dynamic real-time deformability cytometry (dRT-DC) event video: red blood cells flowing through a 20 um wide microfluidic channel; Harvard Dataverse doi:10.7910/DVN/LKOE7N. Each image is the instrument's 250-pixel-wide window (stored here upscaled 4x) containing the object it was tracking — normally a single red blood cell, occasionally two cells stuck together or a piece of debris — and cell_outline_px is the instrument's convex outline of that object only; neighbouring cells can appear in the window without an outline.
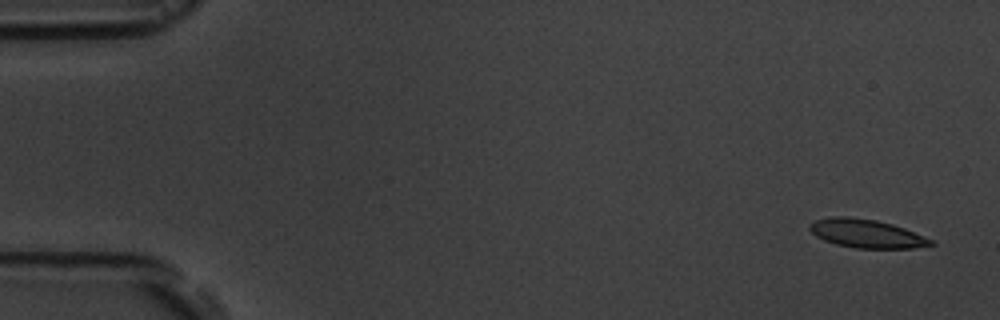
{"species": "common noctule bat (a hibernating species)", "species_latin": "Nyctalus noctula", "temperature_condition": "room temperature", "stored_images_in_passage": 5, "camera_frame_rate_fps": 3000, "um_per_image_px": 0.085, "animal": {"sex": "male", "body_mass_g": 19.5, "forearm_length_mm": 54.6}, "frame": {"image": 1, "passage_image": 1, "time_ms": 0.0, "image_size_px": [1000, 320], "cell_outline_px": [[936, 244], [912, 248], [856, 248], [836, 244], [824, 240], [816, 236], [808, 228], [816, 220], [832, 216], [848, 216], [876, 220], [892, 224], [904, 228], [932, 240]], "centroid_in_image_um": [73.64, 19.85], "position_along_channel_um": 11.4, "area_um2": 19.88}}
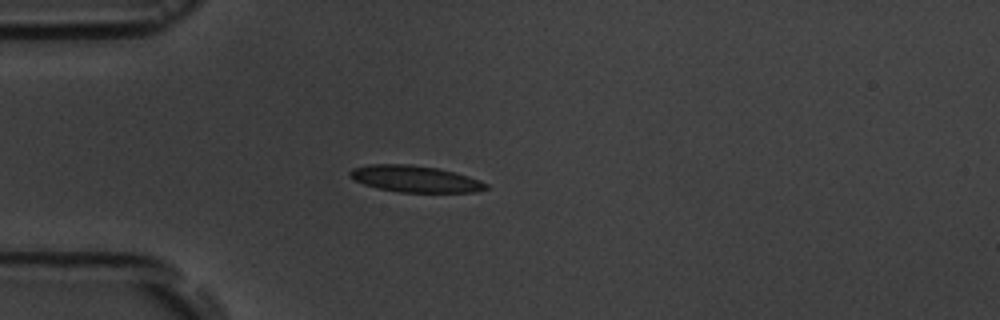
{"frame": {"image": 2, "passage_image": 5, "time_ms": 4.333, "image_size_px": [1000, 320], "cell_outline_px": [[488, 188], [476, 192], [400, 192], [380, 188], [364, 184], [348, 176], [348, 172], [352, 168], [368, 164], [408, 164], [440, 168], [468, 176], [480, 180], [488, 184]], "centroid_in_image_um": [35.28, 15.19], "position_along_channel_um": 49.7, "area_um2": 21.04}}